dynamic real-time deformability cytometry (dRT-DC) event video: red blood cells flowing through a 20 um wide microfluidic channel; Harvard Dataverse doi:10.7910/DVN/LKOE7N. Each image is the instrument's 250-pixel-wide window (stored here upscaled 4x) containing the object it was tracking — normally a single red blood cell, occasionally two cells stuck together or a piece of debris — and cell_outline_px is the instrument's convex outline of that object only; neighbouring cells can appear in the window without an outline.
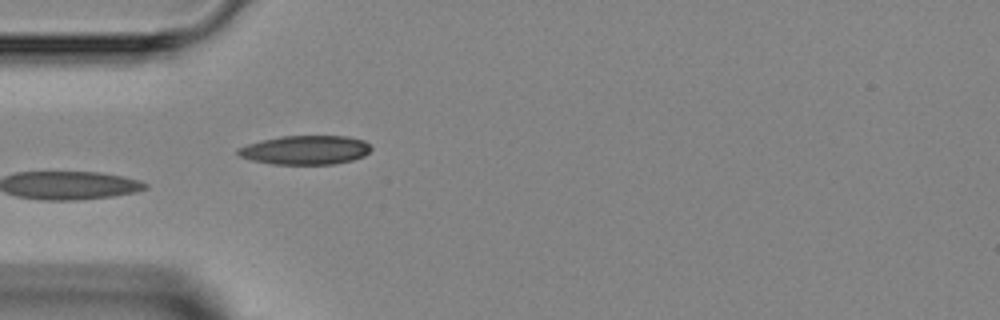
{"species": "Egyptian fruit bat (a non-hibernating species)", "species_latin": "Rousettus aegyptiacus", "temperature_condition": "room temperature", "stored_images_in_passage": 4, "camera_frame_rate_fps": 3000, "um_per_image_px": 0.085, "animal": {"sex": "female"}, "frame": {"image": 1, "passage_image": 4, "time_ms": 3.667, "image_size_px": [1000, 320], "cell_outline_px": [[372, 148], [364, 156], [352, 160], [336, 164], [272, 164], [252, 160], [240, 156], [236, 152], [236, 148], [260, 140], [280, 136], [348, 136], [364, 140]], "centroid_in_image_um": [25.95, 12.74], "position_along_channel_um": 59.1, "area_um2": 22.6}}